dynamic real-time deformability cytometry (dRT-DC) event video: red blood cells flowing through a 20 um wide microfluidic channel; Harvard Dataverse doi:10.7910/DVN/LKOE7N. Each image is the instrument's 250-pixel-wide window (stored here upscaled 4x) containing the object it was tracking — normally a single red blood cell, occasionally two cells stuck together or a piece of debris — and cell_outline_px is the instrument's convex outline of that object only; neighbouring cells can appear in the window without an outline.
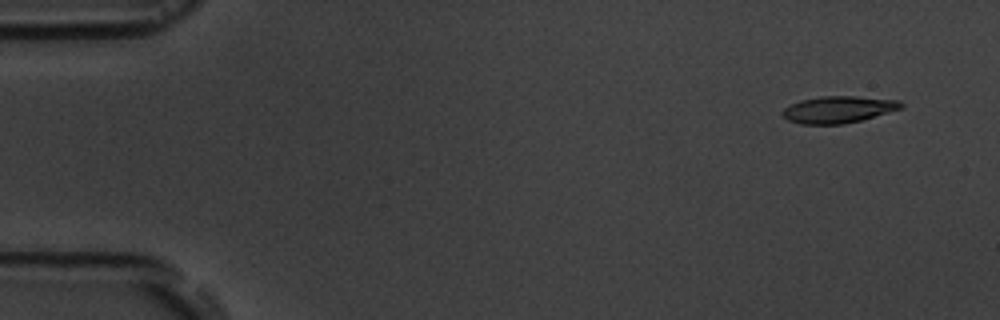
{"species": "common noctule bat (a hibernating species)", "species_latin": "Nyctalus noctula", "temperature_condition": "room temperature", "stored_images_in_passage": 5, "camera_frame_rate_fps": 3000, "um_per_image_px": 0.085, "animal": {"sex": "male", "body_mass_g": 19.5, "forearm_length_mm": 54.6}, "frame": {"image": 1, "passage_image": 1, "time_ms": 0.0, "image_size_px": [1000, 320], "cell_outline_px": [[904, 108], [860, 120], [844, 124], [800, 124], [788, 120], [780, 112], [784, 108], [800, 100], [820, 96], [856, 96], [900, 100], [904, 104]], "centroid_in_image_um": [71.28, 9.3], "position_along_channel_um": 13.7, "area_um2": 18.61}}
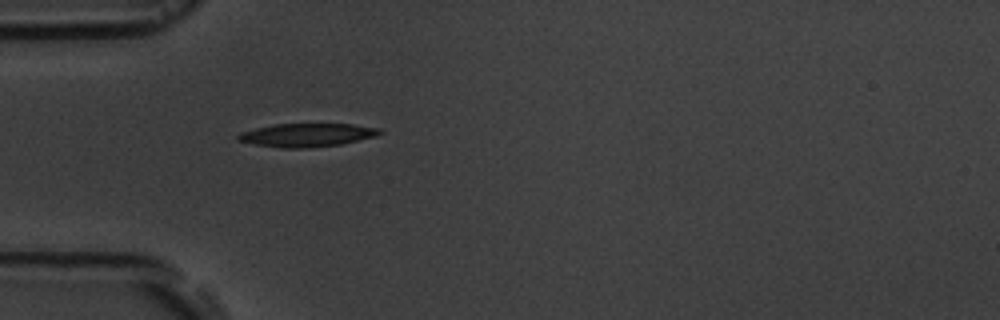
{"frame": {"image": 2, "passage_image": 5, "time_ms": 4.333, "image_size_px": [1000, 320], "cell_outline_px": [[384, 132], [376, 136], [340, 144], [308, 148], [280, 148], [256, 144], [236, 140], [236, 136], [240, 132], [256, 128], [276, 124], [352, 124], [380, 128]], "centroid_in_image_um": [26.09, 11.48], "position_along_channel_um": 58.9, "area_um2": 19.25}}